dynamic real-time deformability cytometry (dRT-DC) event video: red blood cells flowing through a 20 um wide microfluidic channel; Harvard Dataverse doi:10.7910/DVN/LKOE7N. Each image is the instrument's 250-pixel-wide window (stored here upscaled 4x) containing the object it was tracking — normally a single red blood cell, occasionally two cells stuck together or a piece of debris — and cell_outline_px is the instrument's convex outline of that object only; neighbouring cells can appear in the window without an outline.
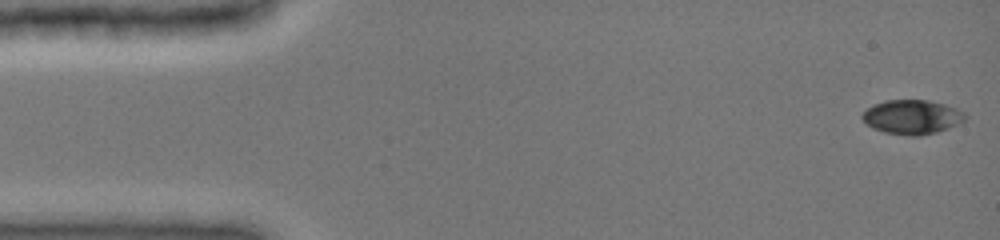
{"species": "common noctule bat (a hibernating species)", "species_latin": "Nyctalus noctula", "temperature_condition": "cold", "stored_images_in_passage": 48, "camera_frame_rate_fps": 3000, "um_per_image_px": 0.085, "animal": {"sex": "female", "body_mass_g": 19.0, "forearm_length_mm": 51.5}, "frame": {"image": 1, "passage_image": 1, "time_ms": 0.0, "image_size_px": [1000, 240], "cell_outline_px": [[968, 116], [964, 120], [948, 128], [936, 132], [920, 136], [908, 136], [884, 132], [872, 128], [860, 116], [872, 104], [884, 100], [928, 100], [944, 104], [956, 108], [964, 112]], "centroid_in_image_um": [77.51, 9.94], "position_along_channel_um": 7.5, "area_um2": 20.58}}
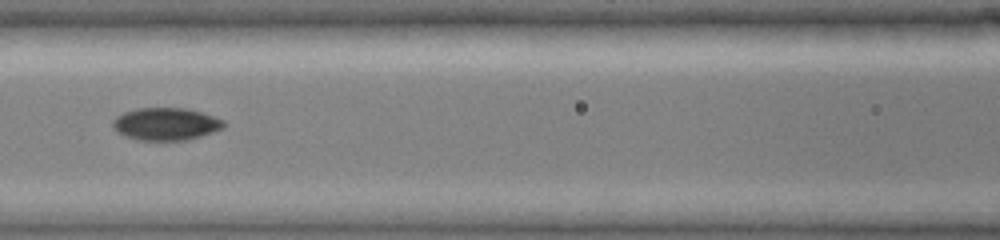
{"frame": {"image": 2, "passage_image": 21, "time_ms": 6.667, "image_size_px": [1000, 240], "cell_outline_px": [[228, 124], [224, 128], [188, 140], [136, 140], [124, 136], [116, 132], [112, 128], [112, 120], [116, 116], [124, 112], [136, 108], [184, 108], [200, 112], [224, 120]], "centroid_in_image_um": [14.07, 10.54], "position_along_channel_um": 152.5, "area_um2": 21.21}}
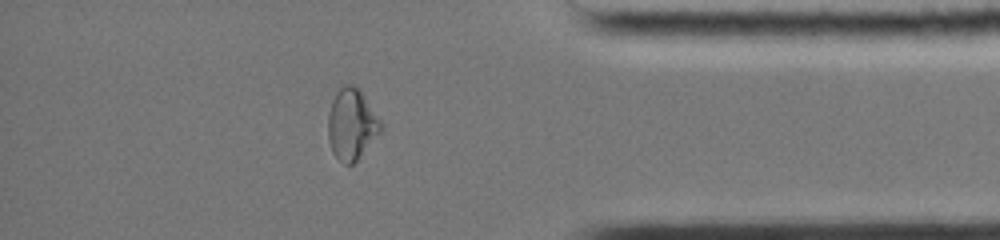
{"frame": {"image": 3, "passage_image": 41, "time_ms": 13.333, "image_size_px": [1000, 240], "cell_outline_px": [[384, 128], [356, 160], [352, 164], [344, 164], [332, 152], [328, 140], [328, 116], [332, 100], [336, 92], [344, 84], [352, 84], [360, 92], [384, 124]], "centroid_in_image_um": [29.88, 10.57], "position_along_channel_um": 405.3, "area_um2": 21.56}, "authors_computed_cell_mechanics": {"area_um2": 20.7213, "velocity_mm_per_s": 3.9827, "shape_relaxation_time_tau1_ms": 7.4679, "shape_relaxation_time_tau2_ms": 2.6141, "deformation_change_tau1": 0.2111, "deformation_change_tau2": 0.0546}}